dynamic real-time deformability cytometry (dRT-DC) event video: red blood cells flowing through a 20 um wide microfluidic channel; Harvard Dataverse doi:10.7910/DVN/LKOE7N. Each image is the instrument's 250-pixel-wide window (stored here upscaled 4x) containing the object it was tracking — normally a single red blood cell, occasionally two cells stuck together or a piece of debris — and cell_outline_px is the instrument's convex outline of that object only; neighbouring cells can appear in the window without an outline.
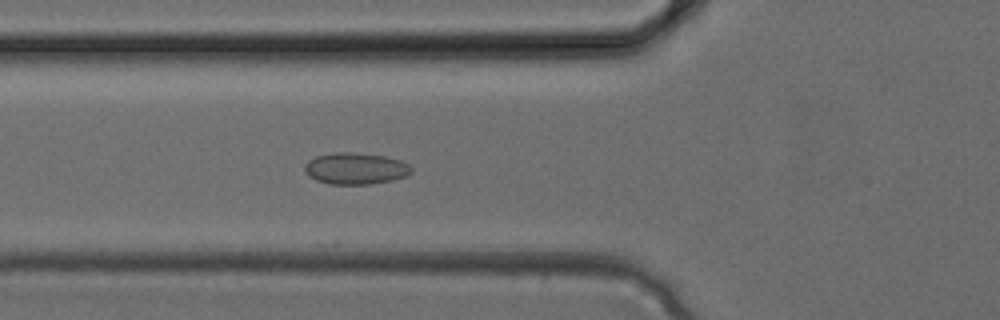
{"species": "common noctule bat (a hibernating species)", "species_latin": "Nyctalus noctula", "temperature_condition": "cold", "stored_images_in_passage": 29, "camera_frame_rate_fps": 3000, "um_per_image_px": 0.085, "animal": {"sex": "female", "body_mass_g": 24.6, "forearm_length_mm": 56.2}, "frame": {"image": 1, "passage_image": 7, "time_ms": 2.0, "image_size_px": [1000, 320], "cell_outline_px": [[412, 172], [408, 176], [392, 180], [368, 184], [328, 184], [316, 180], [308, 176], [304, 172], [304, 164], [308, 160], [316, 156], [336, 152], [352, 152], [384, 156], [400, 160], [408, 164], [412, 168]], "centroid_in_image_um": [30.2, 14.32], "position_along_channel_um": 95.6, "area_um2": 19.77}}
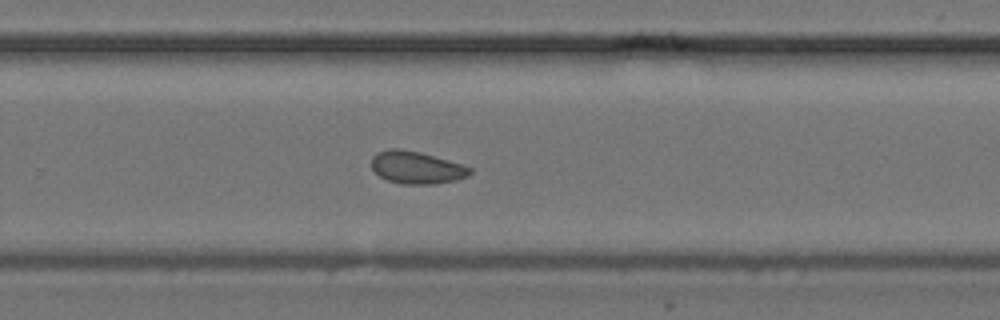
{"frame": {"image": 2, "passage_image": 17, "time_ms": 5.333, "image_size_px": [1000, 320], "cell_outline_px": [[472, 172], [468, 176], [456, 180], [436, 184], [400, 184], [388, 180], [380, 176], [372, 168], [372, 156], [376, 152], [388, 148], [400, 148], [420, 152], [448, 160], [472, 168]], "centroid_in_image_um": [35.39, 14.23], "position_along_channel_um": 294.4, "area_um2": 18.67}}
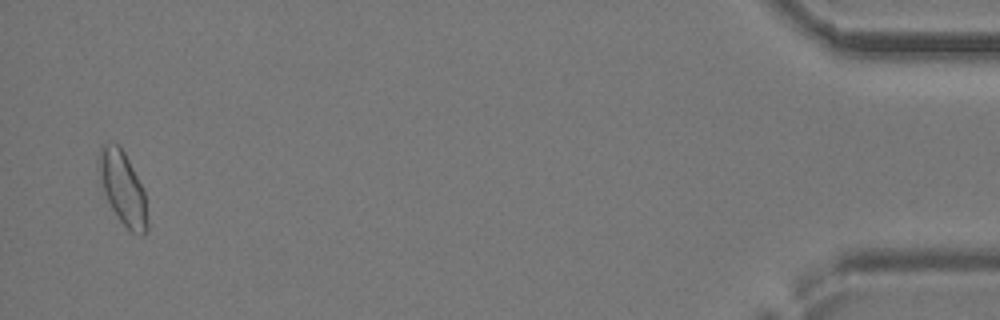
{"frame": {"image": 3, "passage_image": 28, "time_ms": 9.0, "image_size_px": [1000, 320], "cell_outline_px": [[148, 232], [140, 236], [132, 232], [120, 220], [112, 208], [104, 192], [96, 164], [96, 160], [100, 148], [104, 144], [116, 144], [124, 152], [144, 192], [148, 220]], "centroid_in_image_um": [10.42, 16.02], "position_along_channel_um": 424.8, "area_um2": 20.35}}